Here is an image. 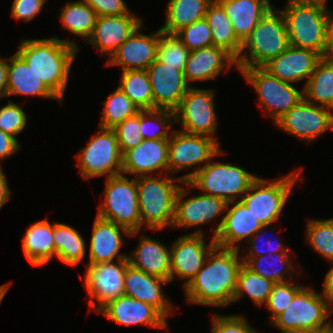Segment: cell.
<instances>
[{"instance_id": "obj_1", "label": "cell", "mask_w": 333, "mask_h": 333, "mask_svg": "<svg viewBox=\"0 0 333 333\" xmlns=\"http://www.w3.org/2000/svg\"><path fill=\"white\" fill-rule=\"evenodd\" d=\"M239 251L218 246L210 251L203 267L184 287L188 303L215 307L233 303L238 272L243 265Z\"/></svg>"}, {"instance_id": "obj_2", "label": "cell", "mask_w": 333, "mask_h": 333, "mask_svg": "<svg viewBox=\"0 0 333 333\" xmlns=\"http://www.w3.org/2000/svg\"><path fill=\"white\" fill-rule=\"evenodd\" d=\"M78 51L79 47L74 41L51 37L35 40L23 39L16 54L63 101L70 69Z\"/></svg>"}, {"instance_id": "obj_3", "label": "cell", "mask_w": 333, "mask_h": 333, "mask_svg": "<svg viewBox=\"0 0 333 333\" xmlns=\"http://www.w3.org/2000/svg\"><path fill=\"white\" fill-rule=\"evenodd\" d=\"M287 24L279 9H270L242 43L236 68L263 67L289 46ZM246 49L247 53L243 54Z\"/></svg>"}, {"instance_id": "obj_4", "label": "cell", "mask_w": 333, "mask_h": 333, "mask_svg": "<svg viewBox=\"0 0 333 333\" xmlns=\"http://www.w3.org/2000/svg\"><path fill=\"white\" fill-rule=\"evenodd\" d=\"M180 182L184 183L180 177L171 178L167 174L161 179L151 175L137 177L141 228L144 225L147 229L159 231L172 227Z\"/></svg>"}, {"instance_id": "obj_5", "label": "cell", "mask_w": 333, "mask_h": 333, "mask_svg": "<svg viewBox=\"0 0 333 333\" xmlns=\"http://www.w3.org/2000/svg\"><path fill=\"white\" fill-rule=\"evenodd\" d=\"M280 10L287 24L289 44L327 56L329 11L326 8L288 0Z\"/></svg>"}, {"instance_id": "obj_6", "label": "cell", "mask_w": 333, "mask_h": 333, "mask_svg": "<svg viewBox=\"0 0 333 333\" xmlns=\"http://www.w3.org/2000/svg\"><path fill=\"white\" fill-rule=\"evenodd\" d=\"M332 310L321 293L304 286L271 322L282 333L327 332L331 325L327 318Z\"/></svg>"}, {"instance_id": "obj_7", "label": "cell", "mask_w": 333, "mask_h": 333, "mask_svg": "<svg viewBox=\"0 0 333 333\" xmlns=\"http://www.w3.org/2000/svg\"><path fill=\"white\" fill-rule=\"evenodd\" d=\"M258 176L229 163L208 162L188 181L186 187L198 188L227 203L241 200ZM240 198V199H239Z\"/></svg>"}, {"instance_id": "obj_8", "label": "cell", "mask_w": 333, "mask_h": 333, "mask_svg": "<svg viewBox=\"0 0 333 333\" xmlns=\"http://www.w3.org/2000/svg\"><path fill=\"white\" fill-rule=\"evenodd\" d=\"M106 179L104 200L98 206L96 216L130 232L141 231L137 177L129 180L121 173Z\"/></svg>"}, {"instance_id": "obj_9", "label": "cell", "mask_w": 333, "mask_h": 333, "mask_svg": "<svg viewBox=\"0 0 333 333\" xmlns=\"http://www.w3.org/2000/svg\"><path fill=\"white\" fill-rule=\"evenodd\" d=\"M301 171L302 169L283 175L272 182L258 177L250 185L241 201L251 210L262 226H270L280 218Z\"/></svg>"}, {"instance_id": "obj_10", "label": "cell", "mask_w": 333, "mask_h": 333, "mask_svg": "<svg viewBox=\"0 0 333 333\" xmlns=\"http://www.w3.org/2000/svg\"><path fill=\"white\" fill-rule=\"evenodd\" d=\"M241 74L258 95L259 106L276 122L292 107L304 99V91L297 90L291 83L271 75L263 67L244 68Z\"/></svg>"}, {"instance_id": "obj_11", "label": "cell", "mask_w": 333, "mask_h": 333, "mask_svg": "<svg viewBox=\"0 0 333 333\" xmlns=\"http://www.w3.org/2000/svg\"><path fill=\"white\" fill-rule=\"evenodd\" d=\"M222 152L216 138L172 130L168 143V173L173 174L197 165L192 172L180 176L183 181H188L213 157L223 154ZM199 163L205 164L201 166Z\"/></svg>"}, {"instance_id": "obj_12", "label": "cell", "mask_w": 333, "mask_h": 333, "mask_svg": "<svg viewBox=\"0 0 333 333\" xmlns=\"http://www.w3.org/2000/svg\"><path fill=\"white\" fill-rule=\"evenodd\" d=\"M79 172L85 180L106 175L109 178L122 173V154L116 133L111 128H101L92 136L86 147L77 155Z\"/></svg>"}, {"instance_id": "obj_13", "label": "cell", "mask_w": 333, "mask_h": 333, "mask_svg": "<svg viewBox=\"0 0 333 333\" xmlns=\"http://www.w3.org/2000/svg\"><path fill=\"white\" fill-rule=\"evenodd\" d=\"M214 105L213 89H200L191 85L174 110L175 122L182 127L180 131L215 138L217 116Z\"/></svg>"}, {"instance_id": "obj_14", "label": "cell", "mask_w": 333, "mask_h": 333, "mask_svg": "<svg viewBox=\"0 0 333 333\" xmlns=\"http://www.w3.org/2000/svg\"><path fill=\"white\" fill-rule=\"evenodd\" d=\"M128 259L87 265L84 286L91 299L90 308L99 311L109 301L124 295V276ZM97 300V301H95Z\"/></svg>"}, {"instance_id": "obj_15", "label": "cell", "mask_w": 333, "mask_h": 333, "mask_svg": "<svg viewBox=\"0 0 333 333\" xmlns=\"http://www.w3.org/2000/svg\"><path fill=\"white\" fill-rule=\"evenodd\" d=\"M275 124L285 132L310 143L333 128V110L312 104L304 98Z\"/></svg>"}, {"instance_id": "obj_16", "label": "cell", "mask_w": 333, "mask_h": 333, "mask_svg": "<svg viewBox=\"0 0 333 333\" xmlns=\"http://www.w3.org/2000/svg\"><path fill=\"white\" fill-rule=\"evenodd\" d=\"M171 246L170 282L174 277L186 278L183 284L185 287L203 267L208 254L216 246V243L212 237L207 244L203 230L200 229L193 233L182 235Z\"/></svg>"}, {"instance_id": "obj_17", "label": "cell", "mask_w": 333, "mask_h": 333, "mask_svg": "<svg viewBox=\"0 0 333 333\" xmlns=\"http://www.w3.org/2000/svg\"><path fill=\"white\" fill-rule=\"evenodd\" d=\"M261 227L251 210L238 200L227 204L226 214L214 229L213 238L218 247L240 249L238 243L249 240Z\"/></svg>"}, {"instance_id": "obj_18", "label": "cell", "mask_w": 333, "mask_h": 333, "mask_svg": "<svg viewBox=\"0 0 333 333\" xmlns=\"http://www.w3.org/2000/svg\"><path fill=\"white\" fill-rule=\"evenodd\" d=\"M147 73L153 94V109L174 111L191 87L184 72L155 60L147 68Z\"/></svg>"}, {"instance_id": "obj_19", "label": "cell", "mask_w": 333, "mask_h": 333, "mask_svg": "<svg viewBox=\"0 0 333 333\" xmlns=\"http://www.w3.org/2000/svg\"><path fill=\"white\" fill-rule=\"evenodd\" d=\"M188 193L190 190L185 186H181L177 193L172 224L175 228L201 226L226 211L228 203L221 198L203 193L183 200Z\"/></svg>"}, {"instance_id": "obj_20", "label": "cell", "mask_w": 333, "mask_h": 333, "mask_svg": "<svg viewBox=\"0 0 333 333\" xmlns=\"http://www.w3.org/2000/svg\"><path fill=\"white\" fill-rule=\"evenodd\" d=\"M142 25L126 39L117 51L108 59L106 65L120 66L122 71L147 70L156 60L159 37L162 33L160 28L152 34L140 33Z\"/></svg>"}, {"instance_id": "obj_21", "label": "cell", "mask_w": 333, "mask_h": 333, "mask_svg": "<svg viewBox=\"0 0 333 333\" xmlns=\"http://www.w3.org/2000/svg\"><path fill=\"white\" fill-rule=\"evenodd\" d=\"M134 15L130 12L124 15L97 16L87 42L95 46L102 56L109 55L110 59L120 45L142 25V20Z\"/></svg>"}, {"instance_id": "obj_22", "label": "cell", "mask_w": 333, "mask_h": 333, "mask_svg": "<svg viewBox=\"0 0 333 333\" xmlns=\"http://www.w3.org/2000/svg\"><path fill=\"white\" fill-rule=\"evenodd\" d=\"M168 143L169 139L143 140L137 147L126 151L122 155V173L139 177L159 170L163 172L158 173L161 178L168 173Z\"/></svg>"}, {"instance_id": "obj_23", "label": "cell", "mask_w": 333, "mask_h": 333, "mask_svg": "<svg viewBox=\"0 0 333 333\" xmlns=\"http://www.w3.org/2000/svg\"><path fill=\"white\" fill-rule=\"evenodd\" d=\"M321 59L322 56L313 50L289 45L280 55L265 64L263 68L271 75L291 84L303 81L306 78L305 87Z\"/></svg>"}, {"instance_id": "obj_24", "label": "cell", "mask_w": 333, "mask_h": 333, "mask_svg": "<svg viewBox=\"0 0 333 333\" xmlns=\"http://www.w3.org/2000/svg\"><path fill=\"white\" fill-rule=\"evenodd\" d=\"M98 312L122 325L168 329L167 319L155 307L126 295L109 301Z\"/></svg>"}, {"instance_id": "obj_25", "label": "cell", "mask_w": 333, "mask_h": 333, "mask_svg": "<svg viewBox=\"0 0 333 333\" xmlns=\"http://www.w3.org/2000/svg\"><path fill=\"white\" fill-rule=\"evenodd\" d=\"M169 282L128 264L124 276V295L152 305L167 319L173 313V304L161 293V288Z\"/></svg>"}, {"instance_id": "obj_26", "label": "cell", "mask_w": 333, "mask_h": 333, "mask_svg": "<svg viewBox=\"0 0 333 333\" xmlns=\"http://www.w3.org/2000/svg\"><path fill=\"white\" fill-rule=\"evenodd\" d=\"M95 218L89 246V264L111 262L115 257L117 260L128 259V255L120 254L124 241L122 233L127 236H135L139 232H130L126 228L98 216Z\"/></svg>"}, {"instance_id": "obj_27", "label": "cell", "mask_w": 333, "mask_h": 333, "mask_svg": "<svg viewBox=\"0 0 333 333\" xmlns=\"http://www.w3.org/2000/svg\"><path fill=\"white\" fill-rule=\"evenodd\" d=\"M236 66V60L224 49L214 45L192 50L189 53L184 75L187 83L207 81L217 77L222 70Z\"/></svg>"}, {"instance_id": "obj_28", "label": "cell", "mask_w": 333, "mask_h": 333, "mask_svg": "<svg viewBox=\"0 0 333 333\" xmlns=\"http://www.w3.org/2000/svg\"><path fill=\"white\" fill-rule=\"evenodd\" d=\"M170 252L171 249L164 244L142 234L128 261L136 269L170 281Z\"/></svg>"}, {"instance_id": "obj_29", "label": "cell", "mask_w": 333, "mask_h": 333, "mask_svg": "<svg viewBox=\"0 0 333 333\" xmlns=\"http://www.w3.org/2000/svg\"><path fill=\"white\" fill-rule=\"evenodd\" d=\"M229 17L237 37L244 42L274 6L269 0H216Z\"/></svg>"}, {"instance_id": "obj_30", "label": "cell", "mask_w": 333, "mask_h": 333, "mask_svg": "<svg viewBox=\"0 0 333 333\" xmlns=\"http://www.w3.org/2000/svg\"><path fill=\"white\" fill-rule=\"evenodd\" d=\"M7 96H42L62 101L43 83L16 53L8 58Z\"/></svg>"}, {"instance_id": "obj_31", "label": "cell", "mask_w": 333, "mask_h": 333, "mask_svg": "<svg viewBox=\"0 0 333 333\" xmlns=\"http://www.w3.org/2000/svg\"><path fill=\"white\" fill-rule=\"evenodd\" d=\"M22 247L25 257L33 266H42L55 257L53 225L47 218L30 225L23 238Z\"/></svg>"}, {"instance_id": "obj_32", "label": "cell", "mask_w": 333, "mask_h": 333, "mask_svg": "<svg viewBox=\"0 0 333 333\" xmlns=\"http://www.w3.org/2000/svg\"><path fill=\"white\" fill-rule=\"evenodd\" d=\"M205 19L212 31L213 45L224 49L237 60L243 42L237 37L229 17L216 0L209 5Z\"/></svg>"}, {"instance_id": "obj_33", "label": "cell", "mask_w": 333, "mask_h": 333, "mask_svg": "<svg viewBox=\"0 0 333 333\" xmlns=\"http://www.w3.org/2000/svg\"><path fill=\"white\" fill-rule=\"evenodd\" d=\"M212 2L213 0H169L165 10V24L160 30L166 34H175L183 27L205 18Z\"/></svg>"}, {"instance_id": "obj_34", "label": "cell", "mask_w": 333, "mask_h": 333, "mask_svg": "<svg viewBox=\"0 0 333 333\" xmlns=\"http://www.w3.org/2000/svg\"><path fill=\"white\" fill-rule=\"evenodd\" d=\"M302 90L308 102L333 110V59L322 57Z\"/></svg>"}, {"instance_id": "obj_35", "label": "cell", "mask_w": 333, "mask_h": 333, "mask_svg": "<svg viewBox=\"0 0 333 333\" xmlns=\"http://www.w3.org/2000/svg\"><path fill=\"white\" fill-rule=\"evenodd\" d=\"M55 257L66 265L75 266L86 255L85 242L79 232L64 223L53 225Z\"/></svg>"}, {"instance_id": "obj_36", "label": "cell", "mask_w": 333, "mask_h": 333, "mask_svg": "<svg viewBox=\"0 0 333 333\" xmlns=\"http://www.w3.org/2000/svg\"><path fill=\"white\" fill-rule=\"evenodd\" d=\"M290 256V252H277L259 257L243 258L242 256V260L243 264L255 274L261 275L262 277L269 279L274 283H279L287 282V278L285 277L287 274H289L287 277H290V280L292 279L291 272L293 271L294 265L291 263L292 261L290 260ZM277 265L278 268L275 267Z\"/></svg>"}, {"instance_id": "obj_37", "label": "cell", "mask_w": 333, "mask_h": 333, "mask_svg": "<svg viewBox=\"0 0 333 333\" xmlns=\"http://www.w3.org/2000/svg\"><path fill=\"white\" fill-rule=\"evenodd\" d=\"M59 19L63 28L72 34L89 38L96 24V12L83 0L67 2L61 8Z\"/></svg>"}, {"instance_id": "obj_38", "label": "cell", "mask_w": 333, "mask_h": 333, "mask_svg": "<svg viewBox=\"0 0 333 333\" xmlns=\"http://www.w3.org/2000/svg\"><path fill=\"white\" fill-rule=\"evenodd\" d=\"M118 87L139 110L153 109V94L147 70L122 71Z\"/></svg>"}, {"instance_id": "obj_39", "label": "cell", "mask_w": 333, "mask_h": 333, "mask_svg": "<svg viewBox=\"0 0 333 333\" xmlns=\"http://www.w3.org/2000/svg\"><path fill=\"white\" fill-rule=\"evenodd\" d=\"M273 285L274 282L255 274L243 264L238 272L233 302L241 299L243 294L246 293L253 303L257 306H263L268 301Z\"/></svg>"}, {"instance_id": "obj_40", "label": "cell", "mask_w": 333, "mask_h": 333, "mask_svg": "<svg viewBox=\"0 0 333 333\" xmlns=\"http://www.w3.org/2000/svg\"><path fill=\"white\" fill-rule=\"evenodd\" d=\"M139 108L117 87L104 101V109L99 127L114 128L117 124L136 115Z\"/></svg>"}, {"instance_id": "obj_41", "label": "cell", "mask_w": 333, "mask_h": 333, "mask_svg": "<svg viewBox=\"0 0 333 333\" xmlns=\"http://www.w3.org/2000/svg\"><path fill=\"white\" fill-rule=\"evenodd\" d=\"M175 113L168 109L140 110V129L144 140L169 139Z\"/></svg>"}, {"instance_id": "obj_42", "label": "cell", "mask_w": 333, "mask_h": 333, "mask_svg": "<svg viewBox=\"0 0 333 333\" xmlns=\"http://www.w3.org/2000/svg\"><path fill=\"white\" fill-rule=\"evenodd\" d=\"M306 240L324 259L333 261V218L308 220Z\"/></svg>"}, {"instance_id": "obj_43", "label": "cell", "mask_w": 333, "mask_h": 333, "mask_svg": "<svg viewBox=\"0 0 333 333\" xmlns=\"http://www.w3.org/2000/svg\"><path fill=\"white\" fill-rule=\"evenodd\" d=\"M190 50L175 34L161 33L157 47L156 60L184 71Z\"/></svg>"}, {"instance_id": "obj_44", "label": "cell", "mask_w": 333, "mask_h": 333, "mask_svg": "<svg viewBox=\"0 0 333 333\" xmlns=\"http://www.w3.org/2000/svg\"><path fill=\"white\" fill-rule=\"evenodd\" d=\"M175 35L190 51L213 45L212 31L205 18L183 27Z\"/></svg>"}, {"instance_id": "obj_45", "label": "cell", "mask_w": 333, "mask_h": 333, "mask_svg": "<svg viewBox=\"0 0 333 333\" xmlns=\"http://www.w3.org/2000/svg\"><path fill=\"white\" fill-rule=\"evenodd\" d=\"M304 287V285L294 284L290 280L287 282L274 283L271 293L265 306L271 312L268 317L271 321L292 302L294 296Z\"/></svg>"}, {"instance_id": "obj_46", "label": "cell", "mask_w": 333, "mask_h": 333, "mask_svg": "<svg viewBox=\"0 0 333 333\" xmlns=\"http://www.w3.org/2000/svg\"><path fill=\"white\" fill-rule=\"evenodd\" d=\"M117 136L118 145L121 154L137 147L143 142V137L140 129V111L125 121L117 124L112 128Z\"/></svg>"}, {"instance_id": "obj_47", "label": "cell", "mask_w": 333, "mask_h": 333, "mask_svg": "<svg viewBox=\"0 0 333 333\" xmlns=\"http://www.w3.org/2000/svg\"><path fill=\"white\" fill-rule=\"evenodd\" d=\"M26 113L21 106L9 100L8 104L0 108V130L16 138L25 129Z\"/></svg>"}, {"instance_id": "obj_48", "label": "cell", "mask_w": 333, "mask_h": 333, "mask_svg": "<svg viewBox=\"0 0 333 333\" xmlns=\"http://www.w3.org/2000/svg\"><path fill=\"white\" fill-rule=\"evenodd\" d=\"M211 333H259L241 315L212 316Z\"/></svg>"}, {"instance_id": "obj_49", "label": "cell", "mask_w": 333, "mask_h": 333, "mask_svg": "<svg viewBox=\"0 0 333 333\" xmlns=\"http://www.w3.org/2000/svg\"><path fill=\"white\" fill-rule=\"evenodd\" d=\"M267 225L266 226H262L249 240L248 242L250 243V245L248 246V254H246L244 257H259L262 255H268V254H273V253H277V252H289L290 249H287L288 247L283 246V244L281 243V240L277 241V245L272 244V241L268 239V241H265L266 247H269V251L264 250L263 247L264 245H262L261 248H259L258 246V239L261 240V243L263 242V239L265 238V236L263 238H261V235L264 233L265 230H267ZM274 243V242H273Z\"/></svg>"}, {"instance_id": "obj_50", "label": "cell", "mask_w": 333, "mask_h": 333, "mask_svg": "<svg viewBox=\"0 0 333 333\" xmlns=\"http://www.w3.org/2000/svg\"><path fill=\"white\" fill-rule=\"evenodd\" d=\"M47 0H14L11 7V17L17 20L31 21Z\"/></svg>"}, {"instance_id": "obj_51", "label": "cell", "mask_w": 333, "mask_h": 333, "mask_svg": "<svg viewBox=\"0 0 333 333\" xmlns=\"http://www.w3.org/2000/svg\"><path fill=\"white\" fill-rule=\"evenodd\" d=\"M95 12L97 16L124 15L131 11L124 0H83Z\"/></svg>"}, {"instance_id": "obj_52", "label": "cell", "mask_w": 333, "mask_h": 333, "mask_svg": "<svg viewBox=\"0 0 333 333\" xmlns=\"http://www.w3.org/2000/svg\"><path fill=\"white\" fill-rule=\"evenodd\" d=\"M21 144L14 136L0 130V158H8L16 153ZM1 165V163H0Z\"/></svg>"}, {"instance_id": "obj_53", "label": "cell", "mask_w": 333, "mask_h": 333, "mask_svg": "<svg viewBox=\"0 0 333 333\" xmlns=\"http://www.w3.org/2000/svg\"><path fill=\"white\" fill-rule=\"evenodd\" d=\"M333 264V261H331ZM323 291L321 295L326 300L328 305L333 309V265L332 268L326 273L323 281Z\"/></svg>"}, {"instance_id": "obj_54", "label": "cell", "mask_w": 333, "mask_h": 333, "mask_svg": "<svg viewBox=\"0 0 333 333\" xmlns=\"http://www.w3.org/2000/svg\"><path fill=\"white\" fill-rule=\"evenodd\" d=\"M8 58H0V98L7 97Z\"/></svg>"}, {"instance_id": "obj_55", "label": "cell", "mask_w": 333, "mask_h": 333, "mask_svg": "<svg viewBox=\"0 0 333 333\" xmlns=\"http://www.w3.org/2000/svg\"><path fill=\"white\" fill-rule=\"evenodd\" d=\"M6 175L3 172L2 166L0 165V209L10 198V189L7 183Z\"/></svg>"}, {"instance_id": "obj_56", "label": "cell", "mask_w": 333, "mask_h": 333, "mask_svg": "<svg viewBox=\"0 0 333 333\" xmlns=\"http://www.w3.org/2000/svg\"><path fill=\"white\" fill-rule=\"evenodd\" d=\"M327 58L333 59V14L329 13V33H328V49Z\"/></svg>"}, {"instance_id": "obj_57", "label": "cell", "mask_w": 333, "mask_h": 333, "mask_svg": "<svg viewBox=\"0 0 333 333\" xmlns=\"http://www.w3.org/2000/svg\"><path fill=\"white\" fill-rule=\"evenodd\" d=\"M292 1L302 3V4H307V5H316V6H320L323 8H327L325 6L327 0H292Z\"/></svg>"}, {"instance_id": "obj_58", "label": "cell", "mask_w": 333, "mask_h": 333, "mask_svg": "<svg viewBox=\"0 0 333 333\" xmlns=\"http://www.w3.org/2000/svg\"><path fill=\"white\" fill-rule=\"evenodd\" d=\"M11 282L10 283H6L0 286V304L5 296V294L7 293L8 289L11 286Z\"/></svg>"}, {"instance_id": "obj_59", "label": "cell", "mask_w": 333, "mask_h": 333, "mask_svg": "<svg viewBox=\"0 0 333 333\" xmlns=\"http://www.w3.org/2000/svg\"><path fill=\"white\" fill-rule=\"evenodd\" d=\"M328 333H333V323L331 322V325L327 331Z\"/></svg>"}]
</instances>
